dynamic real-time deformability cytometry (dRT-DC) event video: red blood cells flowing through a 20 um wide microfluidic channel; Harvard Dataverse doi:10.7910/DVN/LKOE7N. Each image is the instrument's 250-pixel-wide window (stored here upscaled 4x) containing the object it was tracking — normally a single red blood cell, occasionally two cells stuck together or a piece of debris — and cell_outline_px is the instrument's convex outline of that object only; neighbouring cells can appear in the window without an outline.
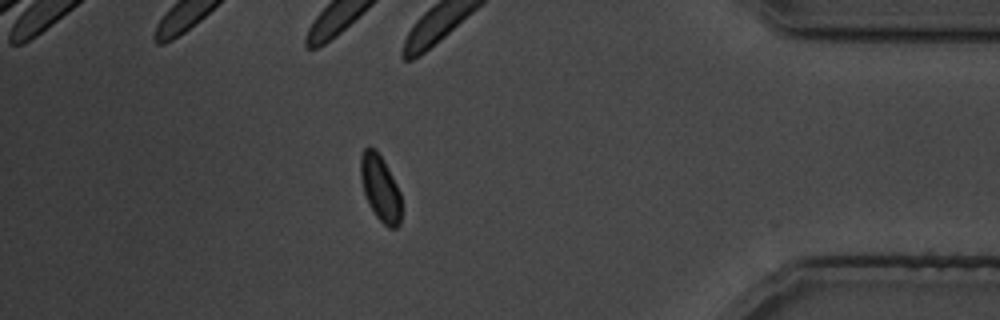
{"species": "common noctule bat (a hibernating species)", "species_latin": "Nyctalus noctula", "temperature_condition": "cold", "stored_images_in_passage": 39, "camera_frame_rate_fps": 3000, "um_per_image_px": 0.085, "animal": {"sex": "male", "body_mass_g": 19.5, "forearm_length_mm": 54.6}, "frame": {"image": 1, "passage_image": 34, "time_ms": 41.333, "image_size_px": [1000, 320], "cell_outline_px": [[400, 224], [396, 228], [388, 228], [376, 216], [368, 204], [364, 192], [360, 176], [360, 156], [364, 148], [368, 144], [376, 148], [396, 184], [400, 192]], "centroid_in_image_um": [32.29, 15.96], "position_along_channel_um": 402.9, "area_um2": 15.66}}